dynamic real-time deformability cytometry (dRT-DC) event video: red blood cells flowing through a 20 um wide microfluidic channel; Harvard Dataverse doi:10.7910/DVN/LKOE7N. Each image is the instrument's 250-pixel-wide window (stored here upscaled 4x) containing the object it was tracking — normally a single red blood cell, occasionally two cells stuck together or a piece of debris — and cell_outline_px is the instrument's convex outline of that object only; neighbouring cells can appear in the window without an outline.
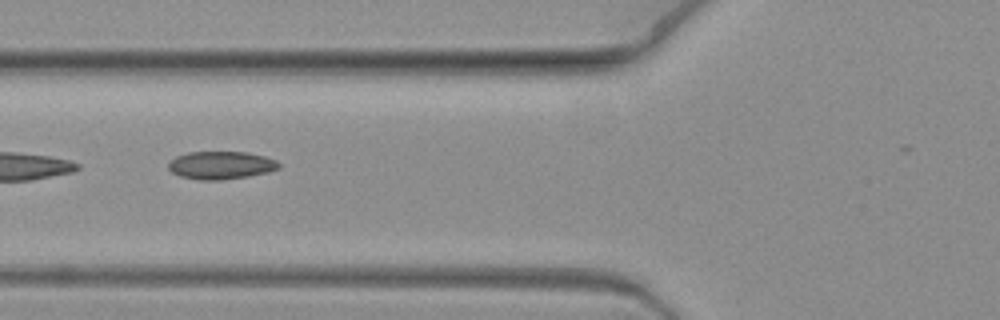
{"species": "common noctule bat (a hibernating species)", "species_latin": "Nyctalus noctula", "temperature_condition": "warm", "stored_images_in_passage": 12, "camera_frame_rate_fps": 3000, "um_per_image_px": 0.085, "animal": {"sex": "female", "body_mass_g": 19.3, "forearm_length_mm": 54.1}, "frame": {"image": 1, "passage_image": 8, "time_ms": 2.333, "image_size_px": [1000, 320], "cell_outline_px": [[280, 168], [268, 172], [248, 176], [220, 180], [200, 180], [180, 176], [172, 172], [168, 168], [168, 164], [176, 156], [188, 152], [248, 152], [264, 156], [276, 160], [280, 164]], "centroid_in_image_um": [18.79, 14.04], "position_along_channel_um": 107.0, "area_um2": 17.92}}